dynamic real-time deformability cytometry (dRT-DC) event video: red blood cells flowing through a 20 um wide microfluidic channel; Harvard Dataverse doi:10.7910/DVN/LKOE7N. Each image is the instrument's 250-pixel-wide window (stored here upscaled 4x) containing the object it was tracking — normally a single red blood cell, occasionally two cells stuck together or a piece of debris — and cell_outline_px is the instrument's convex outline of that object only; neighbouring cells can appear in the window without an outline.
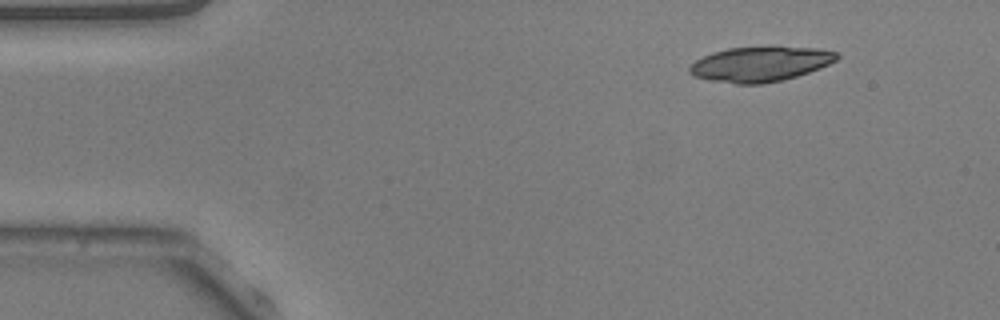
{"species": "common noctule bat (a hibernating species)", "species_latin": "Nyctalus noctula", "temperature_condition": "warm", "stored_images_in_passage": 41, "camera_frame_rate_fps": 3000, "um_per_image_px": 0.085, "animal": {"sex": "male", "body_mass_g": 20.5, "forearm_length_mm": 52.5}, "frame": {"image": 1, "passage_image": 1, "time_ms": 0.0, "image_size_px": [1000, 320], "cell_outline_px": [[840, 56], [836, 60], [820, 68], [796, 76], [764, 84], [736, 84], [712, 80], [692, 76], [688, 72], [688, 68], [696, 60], [712, 52], [728, 48], [816, 48], [836, 52]], "centroid_in_image_um": [64.58, 5.47], "position_along_channel_um": 20.4, "area_um2": 29.42}}